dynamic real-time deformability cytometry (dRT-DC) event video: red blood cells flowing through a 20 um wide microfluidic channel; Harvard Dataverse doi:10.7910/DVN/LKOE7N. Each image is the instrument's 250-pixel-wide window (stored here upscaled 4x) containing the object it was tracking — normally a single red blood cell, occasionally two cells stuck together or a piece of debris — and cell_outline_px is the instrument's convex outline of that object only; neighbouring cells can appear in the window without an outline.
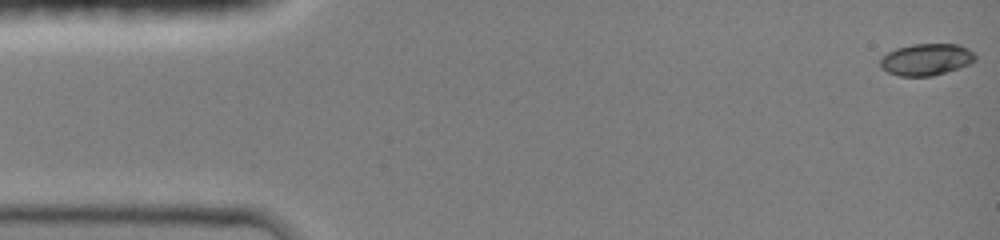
{"species": "common noctule bat (a hibernating species)", "species_latin": "Nyctalus noctula", "temperature_condition": "room temperature", "stored_images_in_passage": 46, "camera_frame_rate_fps": 3000, "um_per_image_px": 0.085, "animal": {"sex": "female", "body_mass_g": 19.0, "forearm_length_mm": 51.5}, "frame": {"image": 1, "passage_image": 1, "time_ms": 0.0, "image_size_px": [1000, 240], "cell_outline_px": [[976, 60], [960, 68], [932, 76], [900, 76], [888, 72], [880, 64], [880, 60], [888, 52], [896, 48], [912, 44], [960, 44], [968, 48], [976, 56]], "centroid_in_image_um": [78.77, 5.05], "position_along_channel_um": 6.2, "area_um2": 17.51}}
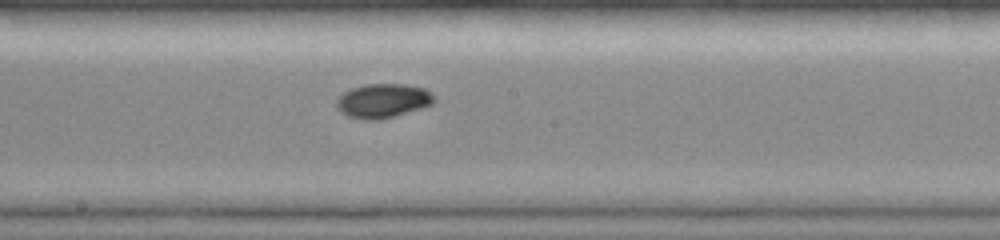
{"frame": {"image": 2, "passage_image": 25, "time_ms": 8.0, "image_size_px": [1000, 240], "cell_outline_px": [[436, 100], [432, 104], [420, 108], [380, 120], [364, 120], [348, 116], [340, 112], [336, 104], [336, 100], [344, 92], [352, 88], [368, 84], [404, 84], [424, 88], [432, 92]], "centroid_in_image_um": [32.55, 8.56], "position_along_channel_um": 215.6, "area_um2": 19.36}}
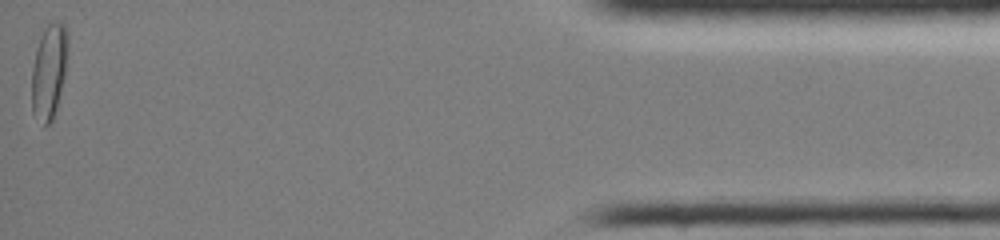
{"frame": {"image": 3, "passage_image": 46, "time_ms": 15.0, "image_size_px": [1000, 240], "cell_outline_px": [[68, 56], [64, 76], [56, 108], [52, 120], [44, 128], [32, 112], [32, 68], [36, 48], [44, 28], [52, 20], [64, 24], [68, 36]], "centroid_in_image_um": [4.17, 6.04], "position_along_channel_um": 431.0, "area_um2": 20.06}, "authors_computed_cell_mechanics": {"area_um2": 18.1492, "velocity_mm_per_s": 4.196, "shape_relaxation_time_tau1_ms": 4.2379, "shape_relaxation_time_tau2_ms": 3.2233, "deformation_change_tau1": 0.1512, "deformation_change_tau2": 0.0344}}